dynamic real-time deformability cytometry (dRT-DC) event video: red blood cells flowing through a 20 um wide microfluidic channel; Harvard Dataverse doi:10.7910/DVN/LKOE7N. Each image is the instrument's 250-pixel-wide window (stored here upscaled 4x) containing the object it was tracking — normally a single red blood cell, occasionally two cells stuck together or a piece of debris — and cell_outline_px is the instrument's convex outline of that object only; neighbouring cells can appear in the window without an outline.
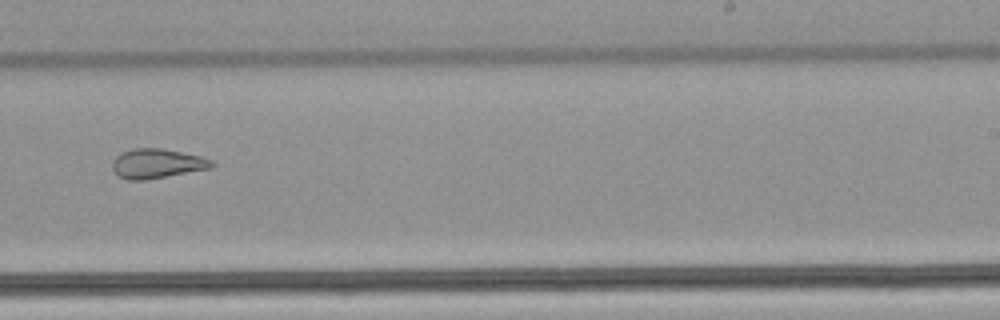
{"species": "common noctule bat (a hibernating species)", "species_latin": "Nyctalus noctula", "temperature_condition": "warm", "stored_images_in_passage": 11, "camera_frame_rate_fps": 3000, "um_per_image_px": 0.085, "animal": {"sex": "male", "body_mass_g": 21.5, "forearm_length_mm": 52.0}, "frame": {"image": 1, "passage_image": 10, "time_ms": 3.0, "image_size_px": [1000, 320], "cell_outline_px": [[216, 164], [212, 168], [144, 180], [128, 180], [120, 176], [112, 168], [112, 160], [120, 152], [132, 148], [164, 148], [200, 156], [216, 160]], "centroid_in_image_um": [13.38, 13.88], "position_along_channel_um": 275.6, "area_um2": 17.28}}
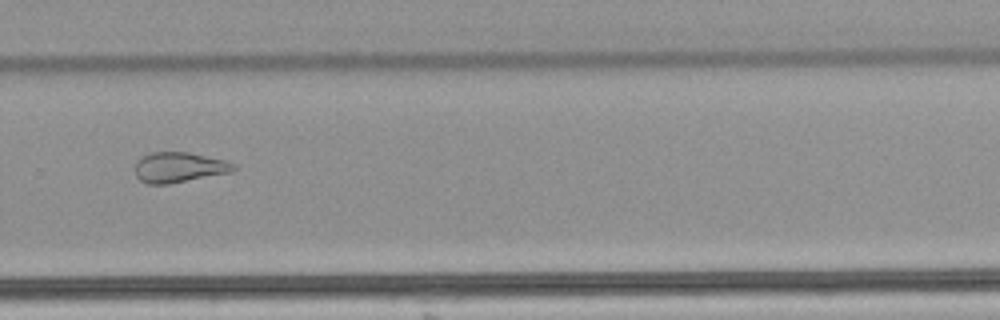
{"frame": {"image": 2, "passage_image": 11, "time_ms": 3.333, "image_size_px": [1000, 320], "cell_outline_px": [[236, 168], [232, 172], [168, 184], [148, 184], [140, 180], [136, 176], [136, 164], [144, 156], [152, 152], [188, 152], [224, 160], [236, 164]], "centroid_in_image_um": [15.25, 14.23], "position_along_channel_um": 314.6, "area_um2": 17.17}}